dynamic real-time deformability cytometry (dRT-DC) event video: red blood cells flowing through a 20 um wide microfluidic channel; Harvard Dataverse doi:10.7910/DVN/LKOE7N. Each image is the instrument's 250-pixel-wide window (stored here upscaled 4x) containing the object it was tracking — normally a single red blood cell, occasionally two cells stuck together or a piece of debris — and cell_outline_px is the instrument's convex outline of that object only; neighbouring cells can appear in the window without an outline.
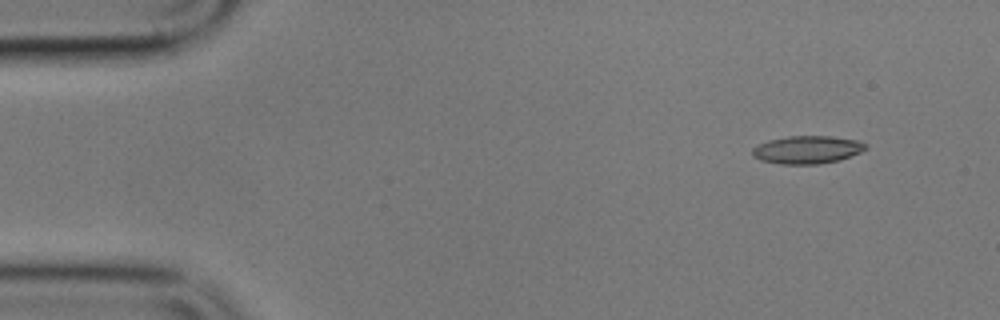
{"species": "common noctule bat (a hibernating species)", "species_latin": "Nyctalus noctula", "temperature_condition": "cold", "stored_images_in_passage": 5, "camera_frame_rate_fps": 3000, "um_per_image_px": 0.085, "animal": {"sex": "male", "body_mass_g": 17.9}, "frame": {"image": 1, "passage_image": 2, "time_ms": 1.0, "image_size_px": [1000, 320], "cell_outline_px": [[868, 148], [860, 152], [840, 160], [816, 164], [780, 164], [760, 160], [752, 156], [752, 148], [768, 140], [788, 136], [832, 136], [860, 140], [868, 144]], "centroid_in_image_um": [68.64, 12.72], "position_along_channel_um": 16.4, "area_um2": 18.55}}
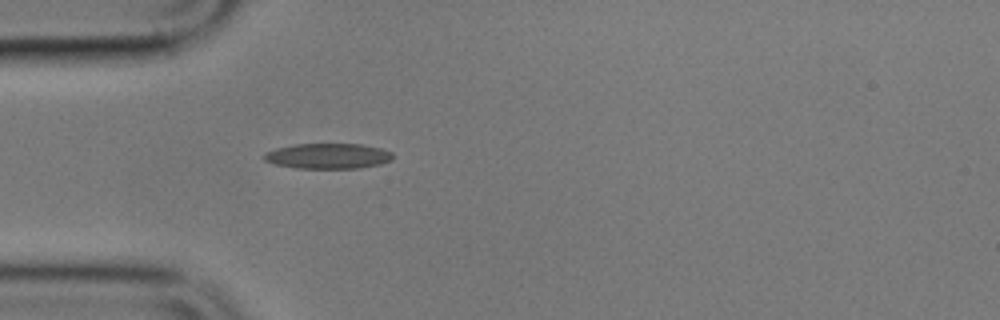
{"frame": {"image": 2, "passage_image": 5, "time_ms": 4.667, "image_size_px": [1000, 320], "cell_outline_px": [[392, 160], [380, 164], [360, 168], [296, 168], [272, 164], [264, 160], [264, 152], [276, 148], [296, 144], [360, 144], [380, 148], [392, 152]], "centroid_in_image_um": [27.85, 13.26], "position_along_channel_um": 57.1, "area_um2": 19.07}}